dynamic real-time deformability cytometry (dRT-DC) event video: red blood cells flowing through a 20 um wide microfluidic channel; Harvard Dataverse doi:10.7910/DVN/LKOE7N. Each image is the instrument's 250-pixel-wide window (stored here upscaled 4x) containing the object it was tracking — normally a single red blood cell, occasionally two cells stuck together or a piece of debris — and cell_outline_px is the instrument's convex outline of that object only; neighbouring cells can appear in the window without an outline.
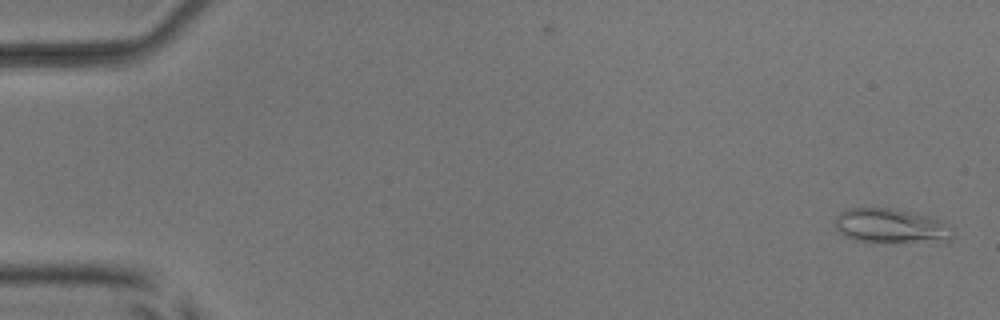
{"species": "common noctule bat (a hibernating species)", "species_latin": "Nyctalus noctula", "temperature_condition": "room temperature", "stored_images_in_passage": 6, "camera_frame_rate_fps": 3000, "um_per_image_px": 0.085, "animal": {"sex": "male", "body_mass_g": 17.9, "forearm_length_mm": 54.2}, "frame": {"image": 1, "passage_image": 1, "time_ms": 0.0, "image_size_px": [1000, 320], "cell_outline_px": [[956, 232], [952, 240], [948, 244], [944, 244], [856, 240], [844, 236], [832, 224], [836, 216], [840, 212], [848, 208], [892, 208], [928, 216], [940, 220]], "centroid_in_image_um": [75.82, 19.24], "position_along_channel_um": 9.2, "area_um2": 24.33}}
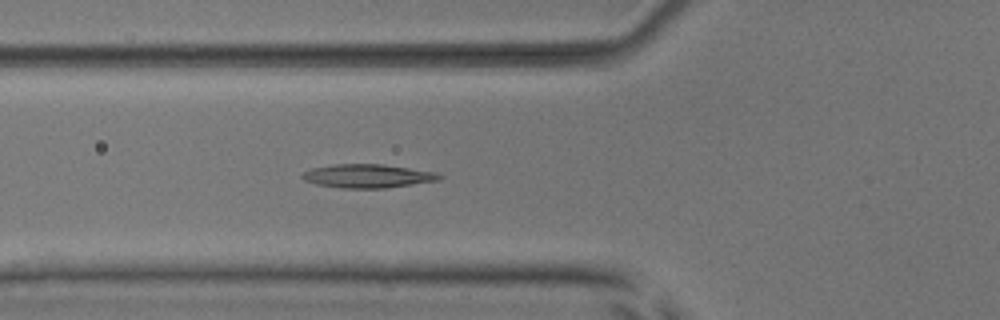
{"frame": {"image": 2, "passage_image": 6, "time_ms": 6.0, "image_size_px": [1000, 320], "cell_outline_px": [[444, 176], [440, 180], [384, 188], [344, 188], [316, 184], [304, 180], [300, 176], [304, 172], [312, 168], [332, 164], [384, 164], [436, 172]], "centroid_in_image_um": [31.26, 14.95], "position_along_channel_um": 94.5, "area_um2": 18.84}}